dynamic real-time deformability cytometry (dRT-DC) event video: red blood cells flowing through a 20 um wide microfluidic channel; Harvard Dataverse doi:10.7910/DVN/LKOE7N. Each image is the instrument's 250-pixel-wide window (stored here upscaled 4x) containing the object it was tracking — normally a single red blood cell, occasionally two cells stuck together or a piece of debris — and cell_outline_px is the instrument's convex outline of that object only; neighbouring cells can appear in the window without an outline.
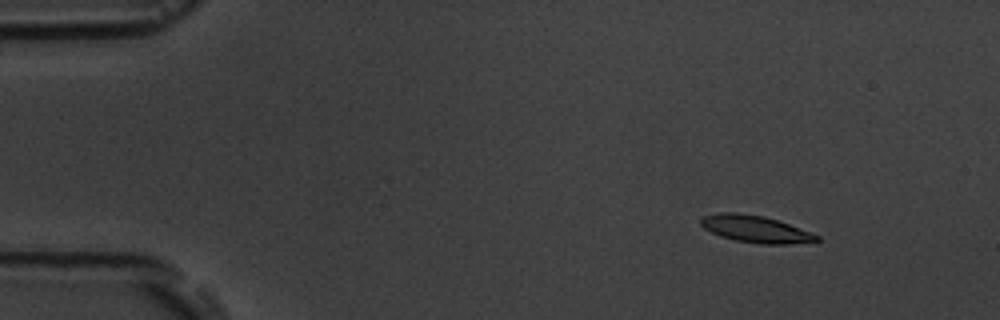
{"species": "common noctule bat (a hibernating species)", "species_latin": "Nyctalus noctula", "temperature_condition": "room temperature", "stored_images_in_passage": 5, "camera_frame_rate_fps": 3000, "um_per_image_px": 0.085, "animal": {"sex": "male", "body_mass_g": 19.5, "forearm_length_mm": 54.6}, "frame": {"image": 1, "passage_image": 2, "time_ms": 1.0, "image_size_px": [1000, 320], "cell_outline_px": [[820, 240], [816, 244], [760, 244], [736, 240], [720, 236], [704, 228], [700, 224], [700, 216], [716, 212], [736, 212], [764, 216], [788, 224], [820, 236]], "centroid_in_image_um": [64.24, 19.48], "position_along_channel_um": 20.8, "area_um2": 18.55}}
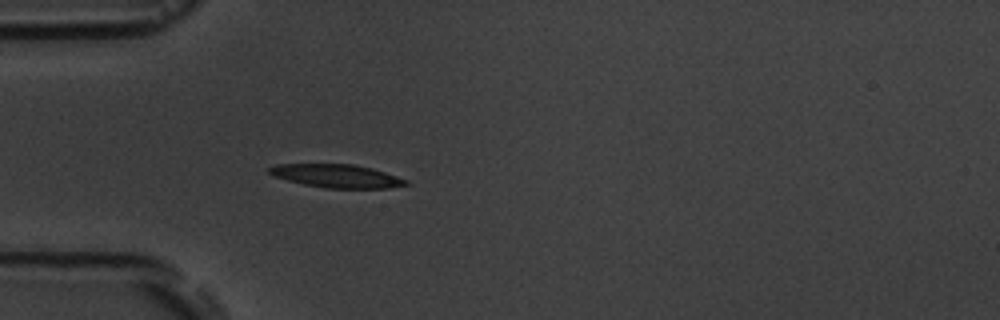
{"frame": {"image": 2, "passage_image": 5, "time_ms": 4.333, "image_size_px": [1000, 320], "cell_outline_px": [[408, 184], [388, 188], [324, 188], [304, 184], [288, 180], [276, 176], [268, 172], [268, 168], [276, 164], [352, 164], [372, 168], [408, 180]], "centroid_in_image_um": [28.62, 14.95], "position_along_channel_um": 56.4, "area_um2": 18.32}}